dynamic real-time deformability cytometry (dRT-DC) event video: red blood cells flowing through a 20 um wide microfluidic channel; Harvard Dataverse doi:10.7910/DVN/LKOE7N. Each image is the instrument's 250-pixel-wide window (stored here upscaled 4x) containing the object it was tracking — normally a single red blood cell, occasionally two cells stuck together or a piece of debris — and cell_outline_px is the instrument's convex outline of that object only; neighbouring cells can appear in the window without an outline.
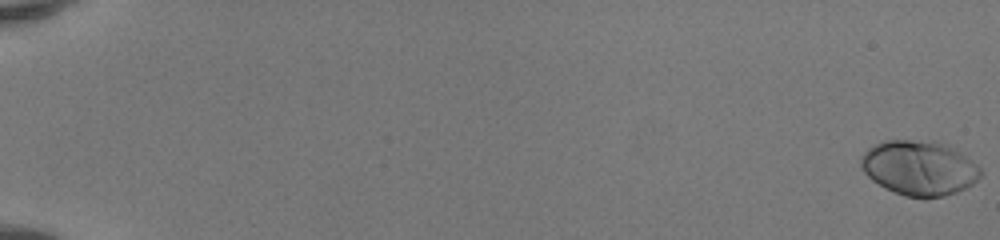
{"species": "human", "species_latin": "Homo sapiens", "temperature_condition": "room temperature", "stored_images_in_passage": 52, "camera_frame_rate_fps": 3000, "um_per_image_px": 0.085, "donor": {"sex": "female"}, "frame": {"image": 1, "passage_image": 1, "time_ms": 0.0, "image_size_px": [1000, 240], "cell_outline_px": [[984, 172], [972, 184], [956, 192], [944, 196], [904, 196], [884, 188], [872, 180], [860, 168], [860, 156], [872, 144], [880, 140], [936, 140], [948, 144], [956, 148], [972, 160]], "centroid_in_image_um": [78.11, 14.23], "position_along_channel_um": 6.9, "area_um2": 38.61}}
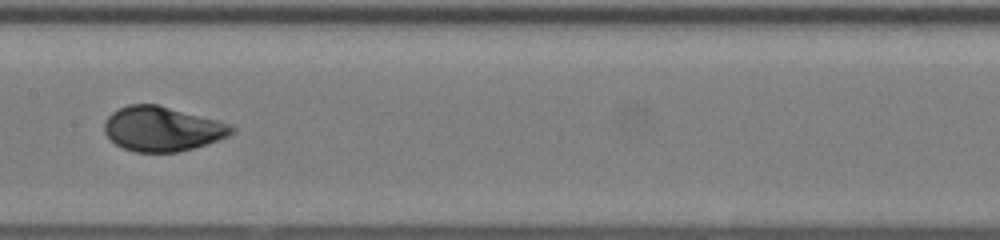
{"frame": {"image": 2, "passage_image": 30, "time_ms": 9.667, "image_size_px": [1000, 240], "cell_outline_px": [[236, 132], [228, 136], [196, 148], [180, 152], [136, 152], [124, 148], [116, 144], [104, 132], [104, 120], [112, 112], [128, 104], [156, 104], [232, 124], [236, 128]], "centroid_in_image_um": [13.81, 10.96], "position_along_channel_um": 193.6, "area_um2": 33.18}}
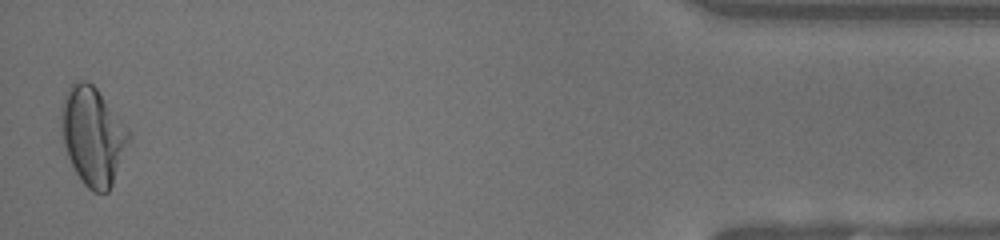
{"frame": {"image": 3, "passage_image": 52, "time_ms": 17.0, "image_size_px": [1000, 240], "cell_outline_px": [[132, 136], [112, 184], [108, 192], [92, 192], [84, 184], [76, 172], [68, 156], [64, 144], [60, 112], [60, 108], [64, 96], [72, 80], [88, 80], [96, 88], [128, 128]], "centroid_in_image_um": [7.89, 11.52], "position_along_channel_um": 427.3, "area_um2": 38.49}, "authors_computed_cell_mechanics": {"area_um2": 33.7263, "velocity_mm_per_s": 4.1465, "shape_relaxation_time_tau1_ms": 3.1482, "shape_relaxation_time_tau2_ms": null, "deformation_change_tau1": 0.1812, "deformation_change_tau2": null}}